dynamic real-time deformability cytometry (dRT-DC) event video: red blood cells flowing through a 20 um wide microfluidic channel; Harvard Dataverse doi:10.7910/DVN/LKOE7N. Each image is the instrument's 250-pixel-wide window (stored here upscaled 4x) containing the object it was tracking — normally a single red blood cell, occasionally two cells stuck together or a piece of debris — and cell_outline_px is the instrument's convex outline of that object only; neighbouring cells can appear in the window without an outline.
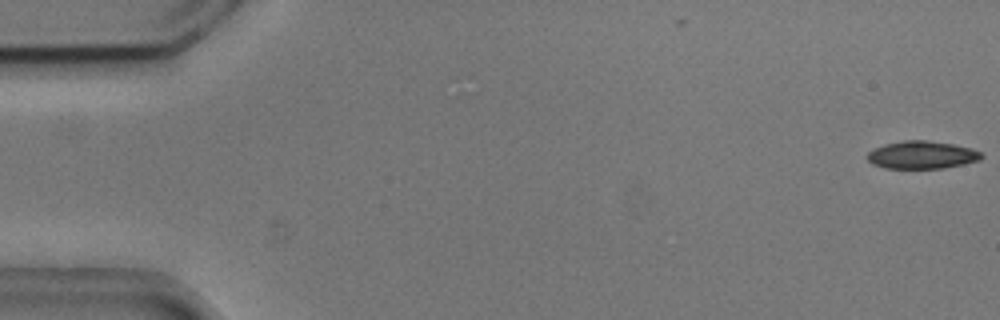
{"species": "common noctule bat (a hibernating species)", "species_latin": "Nyctalus noctula", "temperature_condition": "cold", "stored_images_in_passage": 5, "camera_frame_rate_fps": 3000, "um_per_image_px": 0.085, "animal": {"sex": "male", "body_mass_g": 20.5, "forearm_length_mm": 52.5}, "frame": {"image": 1, "passage_image": 1, "time_ms": 0.0, "image_size_px": [1000, 320], "cell_outline_px": [[984, 156], [980, 160], [964, 164], [944, 168], [884, 168], [872, 164], [868, 160], [868, 152], [884, 144], [904, 140], [928, 140], [952, 144], [972, 148], [980, 152]], "centroid_in_image_um": [78.38, 13.17], "position_along_channel_um": 6.6, "area_um2": 18.44}}